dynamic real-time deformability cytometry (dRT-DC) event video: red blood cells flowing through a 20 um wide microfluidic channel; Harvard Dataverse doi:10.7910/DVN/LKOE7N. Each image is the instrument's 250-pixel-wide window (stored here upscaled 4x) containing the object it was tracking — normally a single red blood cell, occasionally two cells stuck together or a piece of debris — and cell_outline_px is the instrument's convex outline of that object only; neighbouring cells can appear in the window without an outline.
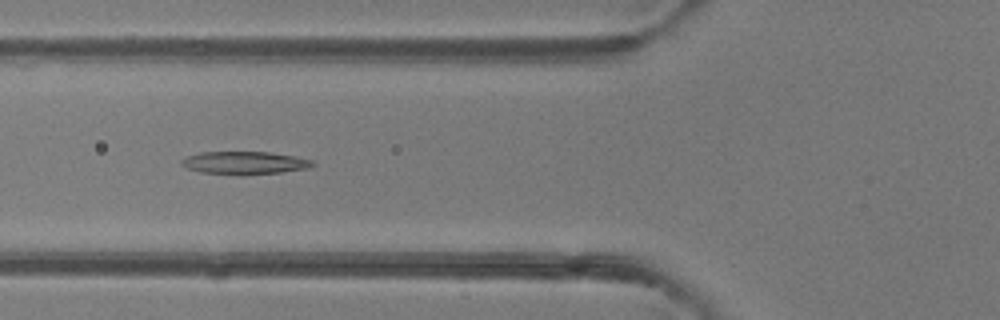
{"species": "common noctule bat (a hibernating species)", "species_latin": "Nyctalus noctula", "temperature_condition": "room temperature", "stored_images_in_passage": 35, "camera_frame_rate_fps": 3000, "um_per_image_px": 0.085, "animal": {"sex": "female"}, "frame": {"image": 1, "passage_image": 5, "time_ms": 1.333, "image_size_px": [1000, 320], "cell_outline_px": [[316, 164], [308, 168], [280, 172], [200, 172], [188, 168], [180, 164], [180, 160], [188, 156], [200, 152], [268, 152], [296, 156], [312, 160]], "centroid_in_image_um": [20.81, 13.79], "position_along_channel_um": 105.0, "area_um2": 16.47}}
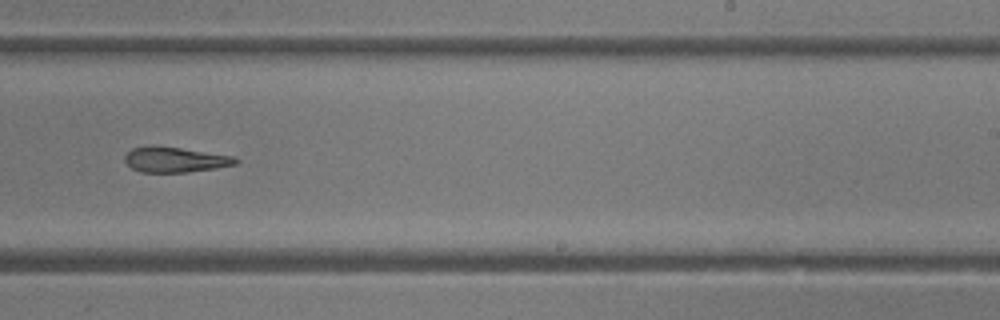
{"frame": {"image": 2, "passage_image": 17, "time_ms": 5.333, "image_size_px": [1000, 320], "cell_outline_px": [[240, 160], [236, 164], [216, 168], [188, 172], [140, 172], [132, 168], [124, 160], [124, 156], [132, 148], [144, 144], [152, 144], [236, 156]], "centroid_in_image_um": [14.86, 13.55], "position_along_channel_um": 274.1, "area_um2": 16.65}}
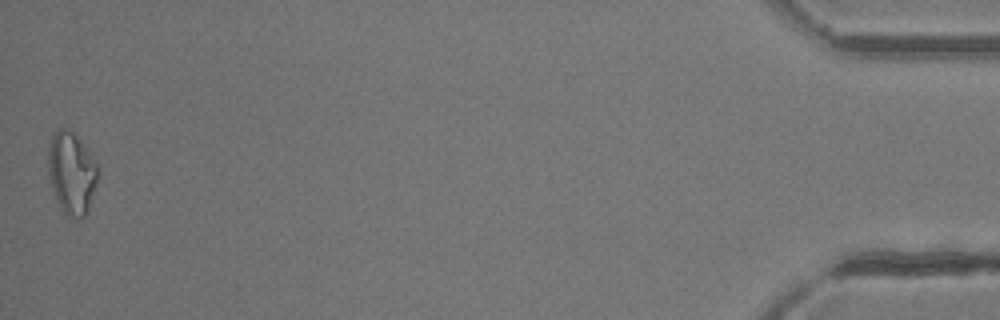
{"frame": {"image": 3, "passage_image": 35, "time_ms": 11.333, "image_size_px": [1000, 320], "cell_outline_px": [[96, 180], [88, 212], [80, 220], [72, 220], [64, 212], [56, 200], [52, 188], [48, 172], [48, 144], [52, 136], [60, 128], [64, 128], [72, 132], [84, 144], [96, 164]], "centroid_in_image_um": [6.06, 14.74], "position_along_channel_um": 429.1, "area_um2": 23.52}, "authors_computed_cell_mechanics": {"area_um2": 17.629, "velocity_mm_per_s": 4.2302, "shape_relaxation_time_tau1_ms": null, "shape_relaxation_time_tau2_ms": 4.701, "deformation_change_tau1": null, "deformation_change_tau2": 0.1642}}